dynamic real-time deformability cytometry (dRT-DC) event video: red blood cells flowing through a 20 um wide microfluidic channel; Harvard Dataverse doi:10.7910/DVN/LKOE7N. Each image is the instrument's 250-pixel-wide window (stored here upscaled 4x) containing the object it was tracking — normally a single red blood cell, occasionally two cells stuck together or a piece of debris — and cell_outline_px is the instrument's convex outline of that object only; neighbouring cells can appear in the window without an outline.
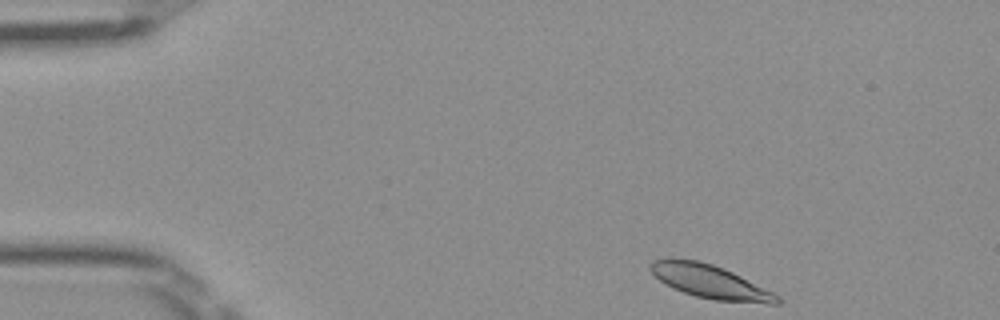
{"species": "Egyptian fruit bat (a non-hibernating species)", "species_latin": "Rousettus aegyptiacus", "temperature_condition": "room temperature", "stored_images_in_passage": 45, "camera_frame_rate_fps": 3000, "um_per_image_px": 0.085, "frame": {"image": 1, "passage_image": 1, "time_ms": 0.0, "image_size_px": [1000, 320], "cell_outline_px": [[780, 304], [768, 304], [712, 300], [696, 296], [684, 292], [664, 284], [648, 268], [648, 264], [652, 260], [668, 256], [672, 256], [700, 260], [724, 268], [780, 296]], "centroid_in_image_um": [60.29, 23.9], "position_along_channel_um": 24.7, "area_um2": 25.14}}
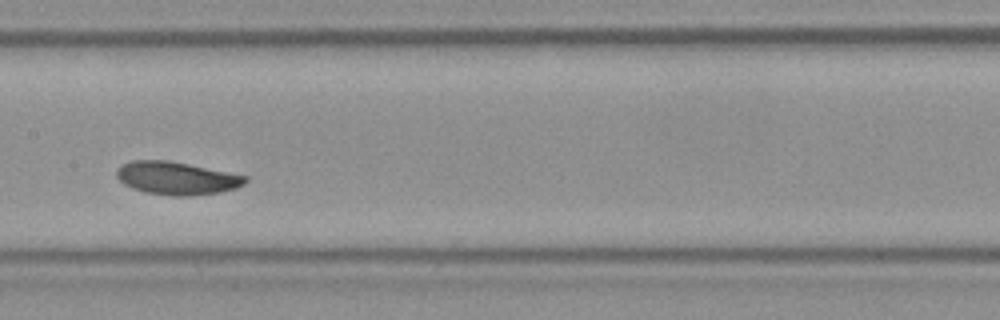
{"frame": {"image": 2, "passage_image": 20, "time_ms": 6.333, "image_size_px": [1000, 320], "cell_outline_px": [[248, 180], [244, 184], [236, 188], [220, 192], [188, 196], [172, 196], [144, 192], [132, 188], [124, 184], [116, 176], [116, 172], [124, 164], [132, 160], [168, 160], [248, 176]], "centroid_in_image_um": [15.03, 15.15], "position_along_channel_um": 192.4, "area_um2": 24.57}}
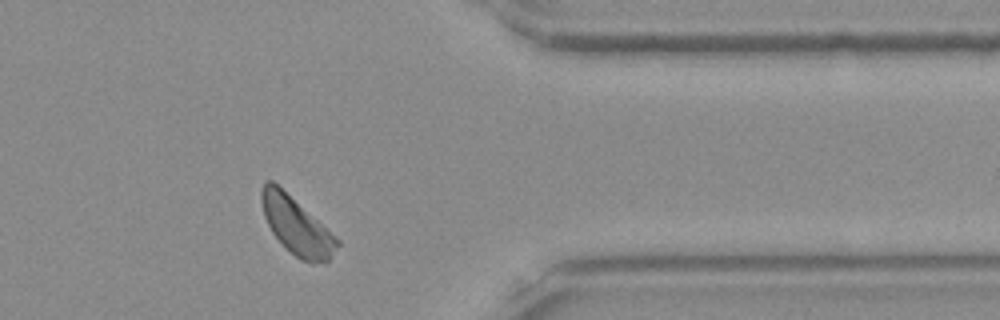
{"frame": {"image": 3, "passage_image": 36, "time_ms": 11.667, "image_size_px": [1000, 320], "cell_outline_px": [[340, 244], [328, 260], [312, 264], [300, 260], [284, 248], [272, 232], [264, 216], [260, 200], [260, 192], [264, 184], [268, 180], [272, 180], [340, 240]], "centroid_in_image_um": [25.18, 19.23], "position_along_channel_um": 386.2, "area_um2": 24.91}, "authors_computed_cell_mechanics": {"area_um2": 24.7962, "velocity_mm_per_s": 3.9137, "shape_relaxation_time_tau1_ms": 1.7038, "shape_relaxation_time_tau2_ms": null, "deformation_change_tau1": 0.0879, "deformation_change_tau2": null}}